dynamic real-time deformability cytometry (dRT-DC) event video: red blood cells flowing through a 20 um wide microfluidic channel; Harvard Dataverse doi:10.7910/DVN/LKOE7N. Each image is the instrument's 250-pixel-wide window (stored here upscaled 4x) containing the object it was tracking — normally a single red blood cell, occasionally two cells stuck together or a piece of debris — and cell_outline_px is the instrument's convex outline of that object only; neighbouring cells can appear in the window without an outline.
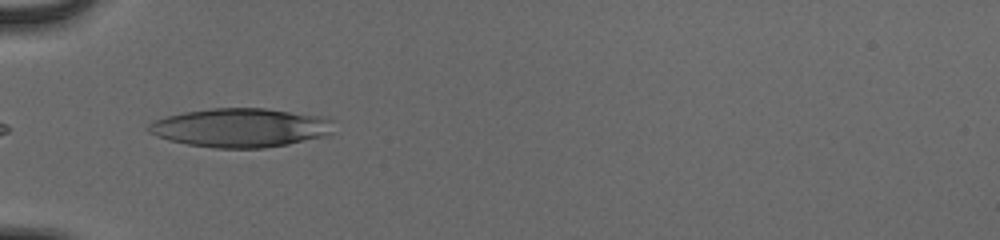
{"species": "human", "species_latin": "Homo sapiens", "temperature_condition": "cold", "stored_images_in_passage": 35, "camera_frame_rate_fps": 3000, "um_per_image_px": 0.085, "donor": {"sex": "male"}, "frame": {"image": 1, "passage_image": 1, "time_ms": 0.0, "image_size_px": [1000, 240], "cell_outline_px": [[336, 120], [332, 132], [328, 136], [288, 144], [264, 148], [216, 148], [188, 144], [168, 140], [156, 136], [148, 132], [144, 128], [148, 124], [156, 120], [168, 116], [184, 112], [212, 108], [264, 108], [324, 116]], "centroid_in_image_um": [20.5, 10.85], "position_along_channel_um": 64.5, "area_um2": 42.43}}
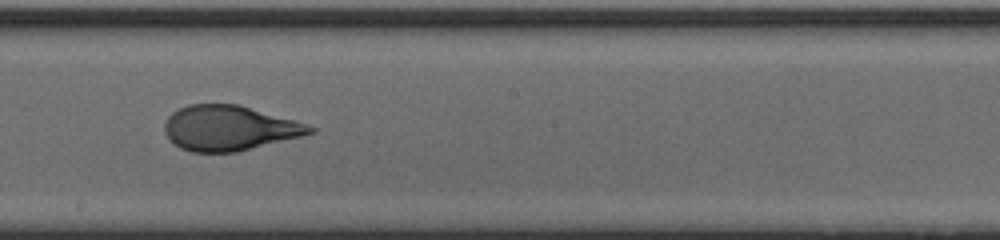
{"frame": {"image": 2, "passage_image": 14, "time_ms": 4.333, "image_size_px": [1000, 240], "cell_outline_px": [[316, 132], [236, 152], [192, 152], [180, 148], [164, 132], [164, 124], [168, 116], [172, 112], [188, 104], [240, 104], [292, 120], [316, 128]], "centroid_in_image_um": [19.44, 10.88], "position_along_channel_um": 228.8, "area_um2": 37.69}}
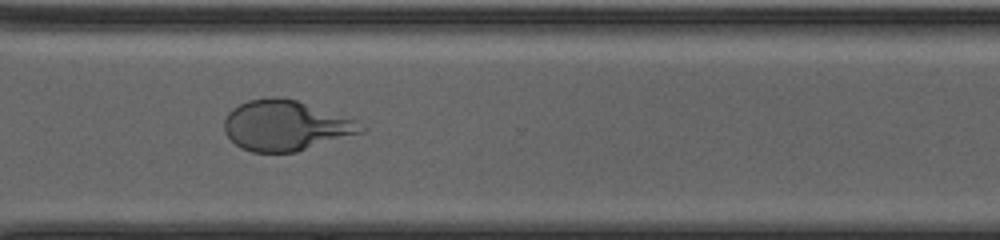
{"frame": {"image": 3, "passage_image": 23, "time_ms": 7.333, "image_size_px": [1000, 240], "cell_outline_px": [[368, 128], [364, 132], [296, 152], [252, 152], [240, 148], [224, 132], [224, 120], [228, 112], [232, 108], [248, 100], [268, 96], [276, 96], [296, 100], [356, 120]], "centroid_in_image_um": [24.27, 10.67], "position_along_channel_um": 346.3, "area_um2": 40.17}, "authors_computed_cell_mechanics": {"area_um2": 39.4774, "velocity_mm_per_s": 3.9237, "shape_relaxation_time_tau1_ms": 4.598, "shape_relaxation_time_tau2_ms": 0.7225, "deformation_change_tau1": 0.2007, "deformation_change_tau2": 0.0749}}